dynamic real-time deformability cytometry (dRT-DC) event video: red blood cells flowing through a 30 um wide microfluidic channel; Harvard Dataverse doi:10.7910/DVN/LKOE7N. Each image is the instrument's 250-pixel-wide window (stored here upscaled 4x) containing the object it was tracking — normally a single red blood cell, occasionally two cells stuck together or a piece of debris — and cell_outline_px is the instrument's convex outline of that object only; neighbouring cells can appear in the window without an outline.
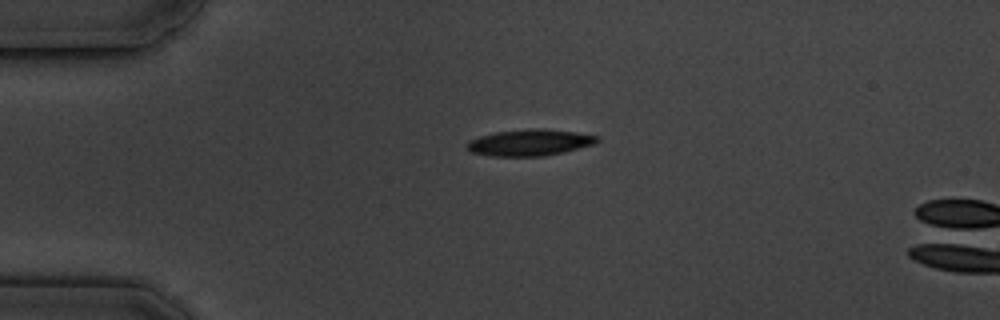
{"species": "common noctule bat (a hibernating species)", "species_latin": "Nyctalus noctula", "temperature_condition": "cold", "stored_images_in_passage": 3, "camera_frame_rate_fps": 3000, "um_per_image_px": 0.085, "animal": {"sex": "male", "body_mass_g": 19.5, "forearm_length_mm": 54.6}, "frame": {"image": 1, "passage_image": 1, "time_ms": 0.0, "image_size_px": [1000, 320], "cell_outline_px": [[600, 140], [596, 144], [564, 152], [544, 156], [488, 156], [468, 152], [468, 140], [480, 136], [496, 132], [536, 128], [540, 128], [576, 132], [600, 136]], "centroid_in_image_um": [45.05, 12.12], "position_along_channel_um": 39.9, "area_um2": 20.17}}